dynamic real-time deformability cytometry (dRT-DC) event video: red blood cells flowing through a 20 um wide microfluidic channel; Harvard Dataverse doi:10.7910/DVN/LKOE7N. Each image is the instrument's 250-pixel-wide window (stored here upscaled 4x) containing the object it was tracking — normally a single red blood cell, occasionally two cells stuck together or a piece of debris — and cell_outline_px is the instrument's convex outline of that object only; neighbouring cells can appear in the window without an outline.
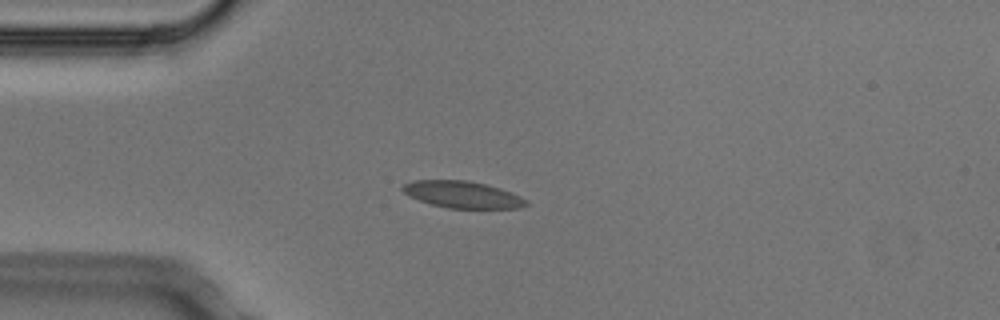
{"species": "Egyptian fruit bat (a non-hibernating species)", "species_latin": "Rousettus aegyptiacus", "temperature_condition": "cold", "stored_images_in_passage": 4, "segment_of_instrument_passage": [1, 2], "camera_frame_rate_fps": 3000, "um_per_image_px": 0.085, "animal": {"sex": "male"}, "frame": {"image": 1, "passage_image": 3, "time_ms": 0.667, "image_size_px": [1000, 320], "cell_outline_px": [[528, 204], [520, 208], [448, 208], [432, 204], [408, 196], [400, 188], [404, 184], [412, 180], [468, 180], [500, 188], [520, 196], [528, 200]], "centroid_in_image_um": [39.3, 16.53], "position_along_channel_um": 45.7, "area_um2": 19.25}}